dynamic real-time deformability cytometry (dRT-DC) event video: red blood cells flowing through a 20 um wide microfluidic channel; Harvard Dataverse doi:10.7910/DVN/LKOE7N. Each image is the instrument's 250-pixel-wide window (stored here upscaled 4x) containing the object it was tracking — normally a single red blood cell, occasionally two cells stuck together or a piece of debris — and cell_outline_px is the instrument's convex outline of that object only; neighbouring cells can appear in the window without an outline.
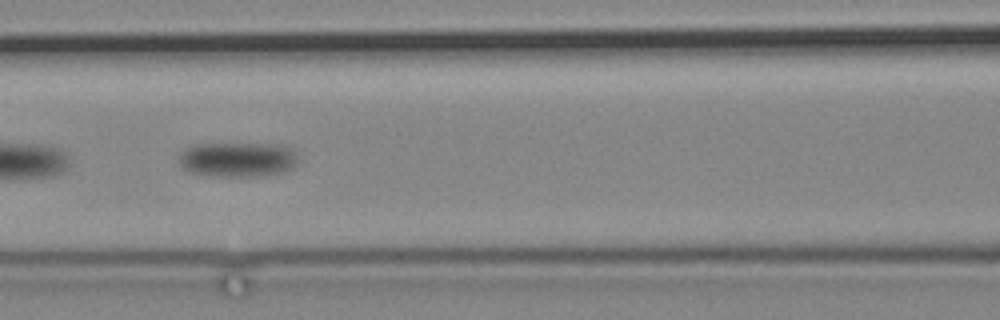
{"species": "common noctule bat (a hibernating species)", "species_latin": "Nyctalus noctula", "temperature_condition": "cold", "stored_images_in_passage": 10, "camera_frame_rate_fps": 3000, "um_per_image_px": 0.085, "animal": {"sex": "male", "body_mass_g": 19.2, "forearm_length_mm": 51.8}, "frame": {"image": 1, "passage_image": 5, "time_ms": 6.0, "image_size_px": [1000, 320], "cell_outline_px": [[296, 164], [292, 168], [284, 172], [260, 176], [212, 176], [192, 172], [184, 168], [180, 164], [180, 152], [192, 144], [280, 144], [292, 148], [296, 156]], "centroid_in_image_um": [20.21, 13.55], "position_along_channel_um": 146.4, "area_um2": 24.16}}
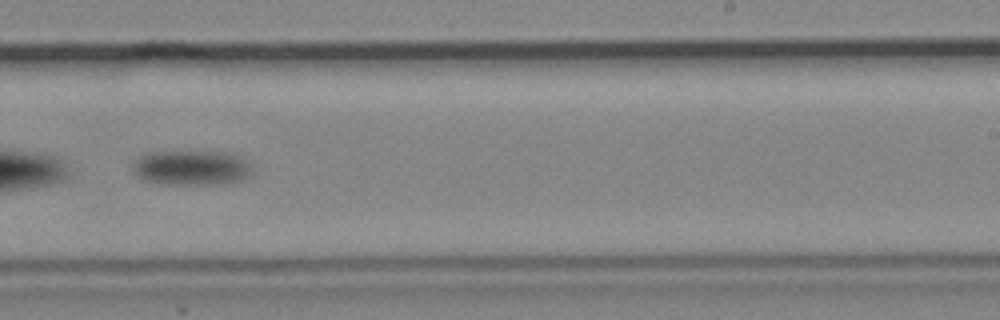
{"frame": {"image": 2, "passage_image": 9, "time_ms": 10.667, "image_size_px": [1000, 320], "cell_outline_px": [[252, 172], [244, 180], [228, 184], [164, 184], [144, 180], [132, 168], [132, 164], [140, 156], [148, 152], [228, 152], [240, 156], [244, 160]], "centroid_in_image_um": [16.29, 14.27], "position_along_channel_um": 272.7, "area_um2": 24.16}}